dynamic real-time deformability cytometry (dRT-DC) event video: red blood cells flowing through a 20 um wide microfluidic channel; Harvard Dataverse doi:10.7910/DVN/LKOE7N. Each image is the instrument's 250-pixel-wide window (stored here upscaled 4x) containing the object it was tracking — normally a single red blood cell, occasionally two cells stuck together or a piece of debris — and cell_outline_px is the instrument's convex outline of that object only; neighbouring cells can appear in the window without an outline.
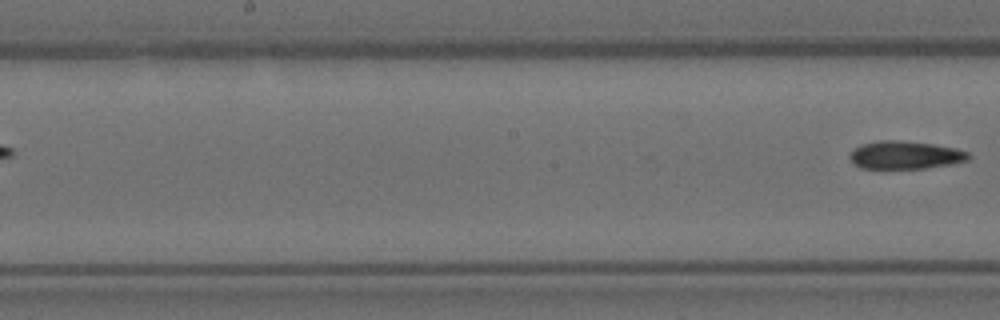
{"species": "Egyptian fruit bat (a non-hibernating species)", "species_latin": "Rousettus aegyptiacus", "temperature_condition": "room temperature", "stored_images_in_passage": 5, "segment_of_instrument_passage": [2, 2], "camera_frame_rate_fps": 3000, "um_per_image_px": 0.085, "animal": {"sex": "female"}, "frame": {"image": 1, "passage_image": 5, "time_ms": 5.0, "image_size_px": [1000, 320], "cell_outline_px": [[972, 156], [968, 160], [952, 164], [924, 168], [860, 168], [848, 156], [860, 144], [880, 140], [896, 140], [932, 144], [956, 148], [968, 152]], "centroid_in_image_um": [76.97, 13.17], "position_along_channel_um": 171.2, "area_um2": 19.19}}